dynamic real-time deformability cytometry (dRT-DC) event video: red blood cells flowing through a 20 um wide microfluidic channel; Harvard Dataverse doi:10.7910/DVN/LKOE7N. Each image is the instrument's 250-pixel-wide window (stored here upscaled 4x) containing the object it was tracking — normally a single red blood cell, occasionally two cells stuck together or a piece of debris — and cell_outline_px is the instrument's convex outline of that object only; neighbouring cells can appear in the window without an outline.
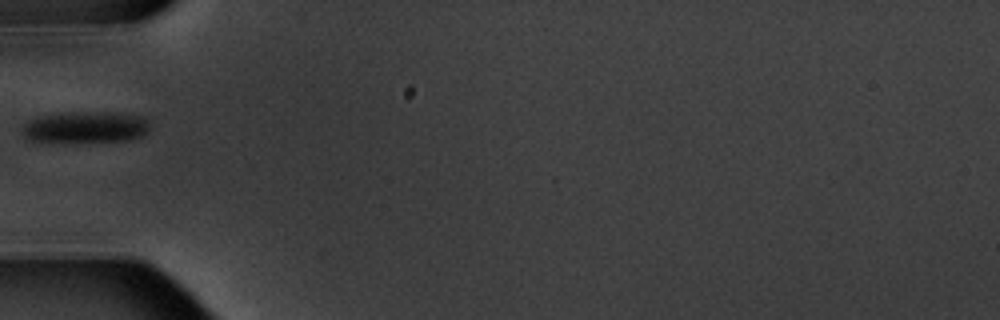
{"species": "common noctule bat (a hibernating species)", "species_latin": "Nyctalus noctula", "temperature_condition": "warm", "stored_images_in_passage": 11, "camera_frame_rate_fps": 3000, "um_per_image_px": 0.085, "animal": {"sex": "male", "body_mass_g": 20.1, "forearm_length_mm": 53.5}, "frame": {"image": 1, "passage_image": 1, "time_ms": 0.0, "image_size_px": [1000, 320], "cell_outline_px": [[148, 132], [140, 136], [128, 140], [32, 140], [24, 136], [24, 124], [28, 120], [40, 116], [64, 112], [104, 112], [140, 116], [148, 120]], "centroid_in_image_um": [7.29, 10.77], "position_along_channel_um": 77.7, "area_um2": 22.43}}
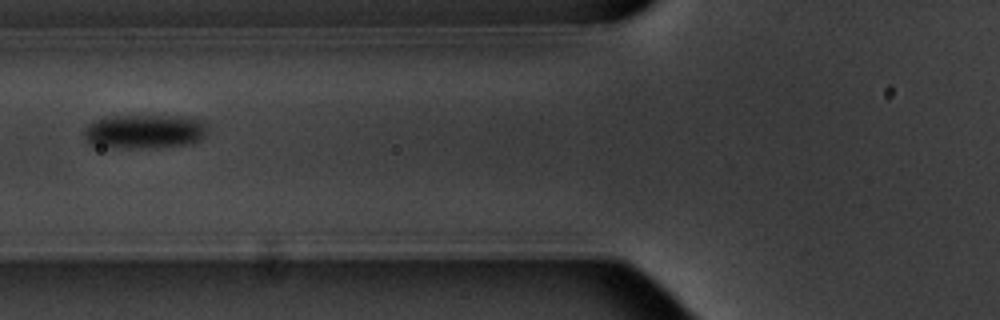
{"frame": {"image": 2, "passage_image": 2, "time_ms": 1.0, "image_size_px": [1000, 320], "cell_outline_px": [[208, 132], [200, 140], [188, 144], [132, 148], [92, 148], [84, 140], [84, 128], [92, 120], [104, 116], [184, 116], [204, 120], [208, 124]], "centroid_in_image_um": [12.21, 11.17], "position_along_channel_um": 113.6, "area_um2": 25.32}}
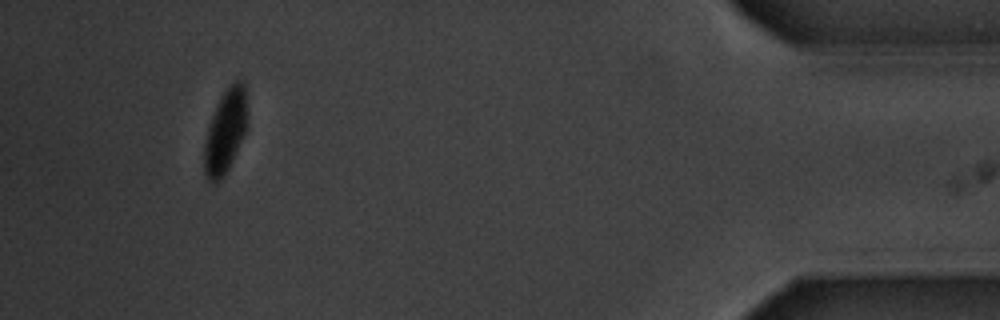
{"frame": {"image": 3, "passage_image": 10, "time_ms": 11.333, "image_size_px": [1000, 320], "cell_outline_px": [[248, 124], [228, 168], [224, 176], [216, 184], [212, 184], [208, 180], [204, 172], [204, 144], [208, 128], [212, 116], [224, 92], [236, 80], [244, 80], [248, 120]], "centroid_in_image_um": [19.16, 11.19], "position_along_channel_um": 416.0, "area_um2": 20.69}}